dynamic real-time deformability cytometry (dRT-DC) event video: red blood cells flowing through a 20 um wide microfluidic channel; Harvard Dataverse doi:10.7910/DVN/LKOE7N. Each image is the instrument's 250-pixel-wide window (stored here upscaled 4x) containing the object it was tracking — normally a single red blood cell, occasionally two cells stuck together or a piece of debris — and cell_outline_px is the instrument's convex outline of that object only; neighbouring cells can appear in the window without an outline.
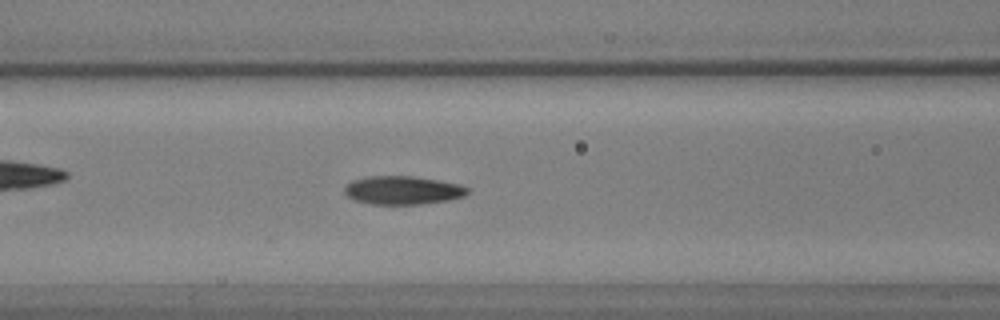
{"species": "common noctule bat (a hibernating species)", "species_latin": "Nyctalus noctula", "temperature_condition": "warm", "stored_images_in_passage": 57, "camera_frame_rate_fps": 3000, "um_per_image_px": 0.085, "animal": {"sex": "male", "body_mass_g": 17.9, "forearm_length_mm": 54.2}, "frame": {"image": 1, "passage_image": 23, "time_ms": 7.333, "image_size_px": [1000, 320], "cell_outline_px": [[468, 192], [464, 196], [448, 200], [420, 204], [372, 204], [356, 200], [348, 196], [344, 192], [344, 188], [352, 180], [368, 176], [412, 176], [460, 184], [468, 188]], "centroid_in_image_um": [34.23, 16.17], "position_along_channel_um": 132.4, "area_um2": 20.17}}
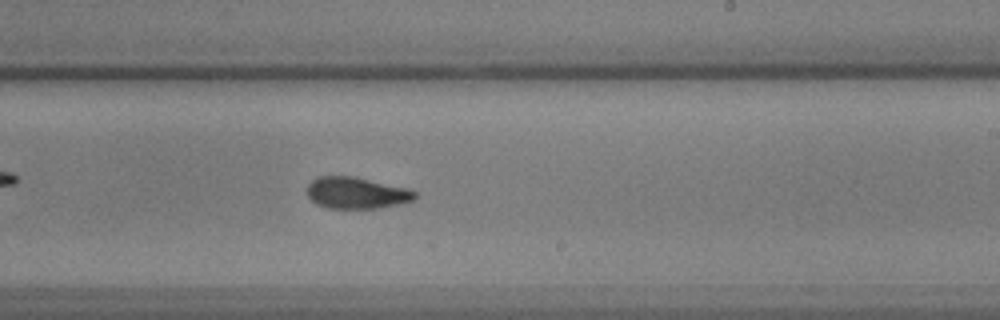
{"frame": {"image": 2, "passage_image": 34, "time_ms": 11.0, "image_size_px": [1000, 320], "cell_outline_px": [[416, 200], [400, 204], [376, 208], [328, 208], [316, 204], [308, 196], [308, 184], [316, 176], [352, 176], [408, 188], [416, 192]], "centroid_in_image_um": [30.31, 16.4], "position_along_channel_um": 258.7, "area_um2": 19.83}}
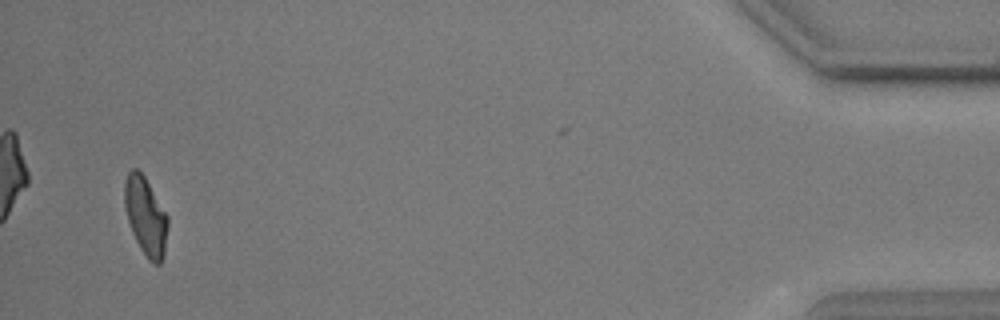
{"frame": {"image": 3, "passage_image": 55, "time_ms": 18.0, "image_size_px": [1000, 320], "cell_outline_px": [[168, 224], [164, 256], [160, 264], [152, 264], [148, 260], [140, 248], [132, 232], [128, 220], [124, 204], [124, 184], [128, 172], [132, 168], [136, 168], [144, 176], [168, 216]], "centroid_in_image_um": [12.38, 18.4], "position_along_channel_um": 422.8, "area_um2": 19.65}}